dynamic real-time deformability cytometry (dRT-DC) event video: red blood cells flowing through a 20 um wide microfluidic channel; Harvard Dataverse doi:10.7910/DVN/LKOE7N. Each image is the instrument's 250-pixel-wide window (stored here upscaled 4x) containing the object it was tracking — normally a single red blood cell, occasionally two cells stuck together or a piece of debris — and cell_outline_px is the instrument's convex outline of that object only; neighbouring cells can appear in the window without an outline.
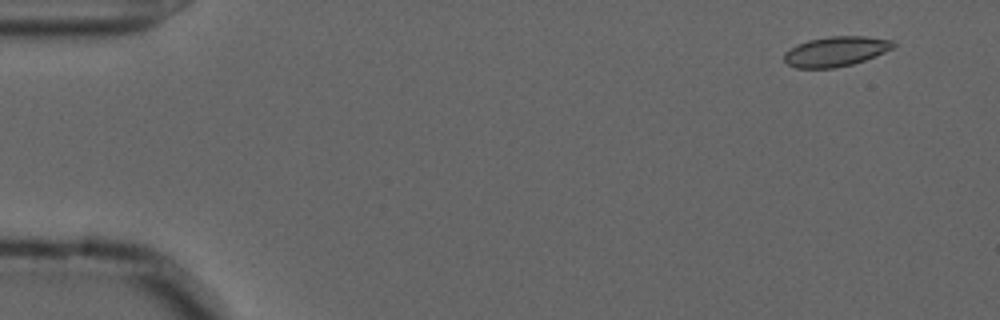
{"species": "common noctule bat (a hibernating species)", "species_latin": "Nyctalus noctula", "temperature_condition": "cold", "stored_images_in_passage": 53, "camera_frame_rate_fps": 3000, "um_per_image_px": 0.085, "animal": {"sex": "male", "forearm_length_mm": 52.5}, "frame": {"image": 1, "passage_image": 1, "time_ms": 0.0, "image_size_px": [1000, 320], "cell_outline_px": [[896, 44], [892, 48], [876, 56], [852, 64], [836, 68], [796, 68], [788, 64], [784, 60], [784, 52], [796, 44], [808, 40], [832, 36], [864, 36], [892, 40]], "centroid_in_image_um": [71.02, 4.37], "position_along_channel_um": 14.0, "area_um2": 19.02}}
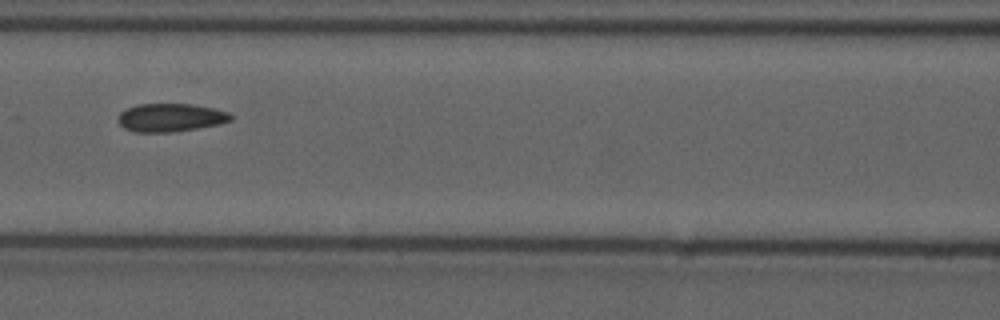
{"frame": {"image": 2, "passage_image": 22, "time_ms": 7.0, "image_size_px": [1000, 320], "cell_outline_px": [[232, 120], [220, 124], [172, 132], [136, 132], [124, 128], [116, 120], [120, 112], [136, 104], [192, 104], [212, 108], [228, 112], [232, 116]], "centroid_in_image_um": [14.47, 9.99], "position_along_channel_um": 152.1, "area_um2": 18.5}}
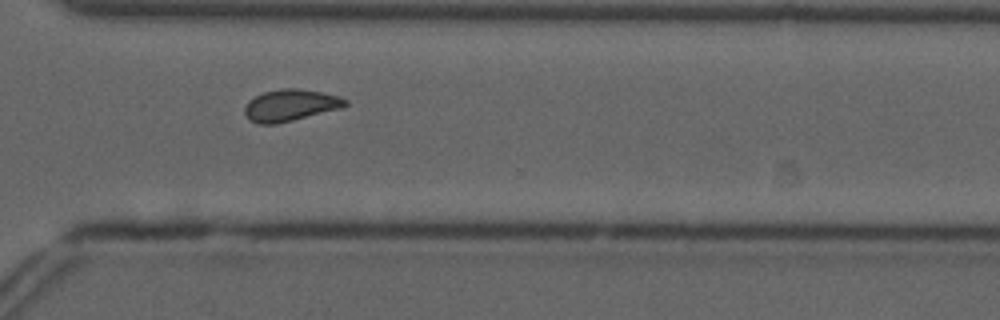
{"frame": {"image": 3, "passage_image": 38, "time_ms": 12.333, "image_size_px": [1000, 320], "cell_outline_px": [[348, 104], [344, 108], [276, 124], [256, 124], [248, 120], [244, 112], [244, 108], [248, 100], [264, 92], [284, 88], [296, 88], [320, 92], [340, 96], [348, 100]], "centroid_in_image_um": [24.69, 8.96], "position_along_channel_um": 345.9, "area_um2": 18.79}, "authors_computed_cell_mechanics": {"area_um2": 18.496, "velocity_mm_per_s": 3.639, "shape_relaxation_time_tau1_ms": null, "shape_relaxation_time_tau2_ms": 2.0722, "deformation_change_tau1": null, "deformation_change_tau2": 0.0584}}